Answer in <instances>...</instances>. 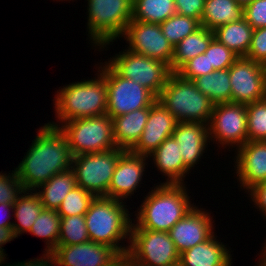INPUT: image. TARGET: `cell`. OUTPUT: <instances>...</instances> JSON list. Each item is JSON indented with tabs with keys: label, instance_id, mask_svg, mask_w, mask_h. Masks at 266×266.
Masks as SVG:
<instances>
[{
	"label": "cell",
	"instance_id": "obj_1",
	"mask_svg": "<svg viewBox=\"0 0 266 266\" xmlns=\"http://www.w3.org/2000/svg\"><path fill=\"white\" fill-rule=\"evenodd\" d=\"M23 160L15 168L24 190H36L55 174L72 168L73 155L59 127L39 128Z\"/></svg>",
	"mask_w": 266,
	"mask_h": 266
},
{
	"label": "cell",
	"instance_id": "obj_2",
	"mask_svg": "<svg viewBox=\"0 0 266 266\" xmlns=\"http://www.w3.org/2000/svg\"><path fill=\"white\" fill-rule=\"evenodd\" d=\"M190 197L185 184L160 183L141 201L134 223L141 229L168 232L195 207Z\"/></svg>",
	"mask_w": 266,
	"mask_h": 266
},
{
	"label": "cell",
	"instance_id": "obj_3",
	"mask_svg": "<svg viewBox=\"0 0 266 266\" xmlns=\"http://www.w3.org/2000/svg\"><path fill=\"white\" fill-rule=\"evenodd\" d=\"M124 203L118 199L98 196L84 215L90 241L108 245L120 255H127L129 245H122L120 241L127 238L130 244L132 226L131 215L126 208L128 206Z\"/></svg>",
	"mask_w": 266,
	"mask_h": 266
},
{
	"label": "cell",
	"instance_id": "obj_4",
	"mask_svg": "<svg viewBox=\"0 0 266 266\" xmlns=\"http://www.w3.org/2000/svg\"><path fill=\"white\" fill-rule=\"evenodd\" d=\"M97 79L66 84L57 90L54 108L58 123L104 115L107 112V86L98 72ZM60 120V122H59Z\"/></svg>",
	"mask_w": 266,
	"mask_h": 266
},
{
	"label": "cell",
	"instance_id": "obj_5",
	"mask_svg": "<svg viewBox=\"0 0 266 266\" xmlns=\"http://www.w3.org/2000/svg\"><path fill=\"white\" fill-rule=\"evenodd\" d=\"M157 100L176 118L178 122H198L207 124L213 112L214 103L195 83L172 72Z\"/></svg>",
	"mask_w": 266,
	"mask_h": 266
},
{
	"label": "cell",
	"instance_id": "obj_6",
	"mask_svg": "<svg viewBox=\"0 0 266 266\" xmlns=\"http://www.w3.org/2000/svg\"><path fill=\"white\" fill-rule=\"evenodd\" d=\"M87 31L91 43L102 50L120 39L132 20L133 0H87Z\"/></svg>",
	"mask_w": 266,
	"mask_h": 266
},
{
	"label": "cell",
	"instance_id": "obj_7",
	"mask_svg": "<svg viewBox=\"0 0 266 266\" xmlns=\"http://www.w3.org/2000/svg\"><path fill=\"white\" fill-rule=\"evenodd\" d=\"M48 124L59 127L65 134L73 156L117 147L113 137L112 118L108 114L70 120L61 126L54 121Z\"/></svg>",
	"mask_w": 266,
	"mask_h": 266
},
{
	"label": "cell",
	"instance_id": "obj_8",
	"mask_svg": "<svg viewBox=\"0 0 266 266\" xmlns=\"http://www.w3.org/2000/svg\"><path fill=\"white\" fill-rule=\"evenodd\" d=\"M128 259L136 266H179L180 254L168 232L132 223Z\"/></svg>",
	"mask_w": 266,
	"mask_h": 266
},
{
	"label": "cell",
	"instance_id": "obj_9",
	"mask_svg": "<svg viewBox=\"0 0 266 266\" xmlns=\"http://www.w3.org/2000/svg\"><path fill=\"white\" fill-rule=\"evenodd\" d=\"M98 68L107 86V112L111 118L150 108L157 97L144 86L120 76L107 62ZM104 64V65H103Z\"/></svg>",
	"mask_w": 266,
	"mask_h": 266
},
{
	"label": "cell",
	"instance_id": "obj_10",
	"mask_svg": "<svg viewBox=\"0 0 266 266\" xmlns=\"http://www.w3.org/2000/svg\"><path fill=\"white\" fill-rule=\"evenodd\" d=\"M125 150H111L73 156L72 170L76 185L96 197H107L108 188L120 155Z\"/></svg>",
	"mask_w": 266,
	"mask_h": 266
},
{
	"label": "cell",
	"instance_id": "obj_11",
	"mask_svg": "<svg viewBox=\"0 0 266 266\" xmlns=\"http://www.w3.org/2000/svg\"><path fill=\"white\" fill-rule=\"evenodd\" d=\"M120 76L130 79L148 90L156 97L172 73L170 67L162 61L125 49L107 62Z\"/></svg>",
	"mask_w": 266,
	"mask_h": 266
},
{
	"label": "cell",
	"instance_id": "obj_12",
	"mask_svg": "<svg viewBox=\"0 0 266 266\" xmlns=\"http://www.w3.org/2000/svg\"><path fill=\"white\" fill-rule=\"evenodd\" d=\"M209 140L222 147L236 149L248 141L246 105L235 103L214 104L208 123ZM214 138V139H213Z\"/></svg>",
	"mask_w": 266,
	"mask_h": 266
},
{
	"label": "cell",
	"instance_id": "obj_13",
	"mask_svg": "<svg viewBox=\"0 0 266 266\" xmlns=\"http://www.w3.org/2000/svg\"><path fill=\"white\" fill-rule=\"evenodd\" d=\"M231 103L248 105L266 98V66L239 57L229 68Z\"/></svg>",
	"mask_w": 266,
	"mask_h": 266
},
{
	"label": "cell",
	"instance_id": "obj_14",
	"mask_svg": "<svg viewBox=\"0 0 266 266\" xmlns=\"http://www.w3.org/2000/svg\"><path fill=\"white\" fill-rule=\"evenodd\" d=\"M121 37L128 41L131 52L162 61L171 70L174 47L163 35L160 24L131 20Z\"/></svg>",
	"mask_w": 266,
	"mask_h": 266
},
{
	"label": "cell",
	"instance_id": "obj_15",
	"mask_svg": "<svg viewBox=\"0 0 266 266\" xmlns=\"http://www.w3.org/2000/svg\"><path fill=\"white\" fill-rule=\"evenodd\" d=\"M51 253L56 266H110L121 256L114 248L94 241L57 246Z\"/></svg>",
	"mask_w": 266,
	"mask_h": 266
},
{
	"label": "cell",
	"instance_id": "obj_16",
	"mask_svg": "<svg viewBox=\"0 0 266 266\" xmlns=\"http://www.w3.org/2000/svg\"><path fill=\"white\" fill-rule=\"evenodd\" d=\"M203 210L195 206L168 231L179 254L214 234L211 214Z\"/></svg>",
	"mask_w": 266,
	"mask_h": 266
},
{
	"label": "cell",
	"instance_id": "obj_17",
	"mask_svg": "<svg viewBox=\"0 0 266 266\" xmlns=\"http://www.w3.org/2000/svg\"><path fill=\"white\" fill-rule=\"evenodd\" d=\"M148 156H142L125 150L119 157L112 176L107 197L124 201L138 189L145 172ZM137 188V189H136Z\"/></svg>",
	"mask_w": 266,
	"mask_h": 266
},
{
	"label": "cell",
	"instance_id": "obj_18",
	"mask_svg": "<svg viewBox=\"0 0 266 266\" xmlns=\"http://www.w3.org/2000/svg\"><path fill=\"white\" fill-rule=\"evenodd\" d=\"M178 121L158 101L149 108V117L142 135L130 150L134 154L149 156L168 137H171Z\"/></svg>",
	"mask_w": 266,
	"mask_h": 266
},
{
	"label": "cell",
	"instance_id": "obj_19",
	"mask_svg": "<svg viewBox=\"0 0 266 266\" xmlns=\"http://www.w3.org/2000/svg\"><path fill=\"white\" fill-rule=\"evenodd\" d=\"M235 173L242 186L248 191L253 186L266 182V140L247 141L236 150Z\"/></svg>",
	"mask_w": 266,
	"mask_h": 266
},
{
	"label": "cell",
	"instance_id": "obj_20",
	"mask_svg": "<svg viewBox=\"0 0 266 266\" xmlns=\"http://www.w3.org/2000/svg\"><path fill=\"white\" fill-rule=\"evenodd\" d=\"M179 144L184 164L189 168L197 165L208 146V125L198 122H178L172 134Z\"/></svg>",
	"mask_w": 266,
	"mask_h": 266
},
{
	"label": "cell",
	"instance_id": "obj_21",
	"mask_svg": "<svg viewBox=\"0 0 266 266\" xmlns=\"http://www.w3.org/2000/svg\"><path fill=\"white\" fill-rule=\"evenodd\" d=\"M149 157L153 158L158 171L168 177L163 183L184 184V177L190 169L184 164L179 144L173 136L166 138Z\"/></svg>",
	"mask_w": 266,
	"mask_h": 266
},
{
	"label": "cell",
	"instance_id": "obj_22",
	"mask_svg": "<svg viewBox=\"0 0 266 266\" xmlns=\"http://www.w3.org/2000/svg\"><path fill=\"white\" fill-rule=\"evenodd\" d=\"M214 235L182 252L179 266H231L233 262L229 249Z\"/></svg>",
	"mask_w": 266,
	"mask_h": 266
},
{
	"label": "cell",
	"instance_id": "obj_23",
	"mask_svg": "<svg viewBox=\"0 0 266 266\" xmlns=\"http://www.w3.org/2000/svg\"><path fill=\"white\" fill-rule=\"evenodd\" d=\"M148 117L149 108L113 117V137L117 148L131 150L140 139Z\"/></svg>",
	"mask_w": 266,
	"mask_h": 266
},
{
	"label": "cell",
	"instance_id": "obj_24",
	"mask_svg": "<svg viewBox=\"0 0 266 266\" xmlns=\"http://www.w3.org/2000/svg\"><path fill=\"white\" fill-rule=\"evenodd\" d=\"M243 18L244 6L236 0H205L200 24L213 31L219 26Z\"/></svg>",
	"mask_w": 266,
	"mask_h": 266
},
{
	"label": "cell",
	"instance_id": "obj_25",
	"mask_svg": "<svg viewBox=\"0 0 266 266\" xmlns=\"http://www.w3.org/2000/svg\"><path fill=\"white\" fill-rule=\"evenodd\" d=\"M214 38L239 57H245L249 51L253 28L243 18L217 27L213 30Z\"/></svg>",
	"mask_w": 266,
	"mask_h": 266
},
{
	"label": "cell",
	"instance_id": "obj_26",
	"mask_svg": "<svg viewBox=\"0 0 266 266\" xmlns=\"http://www.w3.org/2000/svg\"><path fill=\"white\" fill-rule=\"evenodd\" d=\"M76 179L72 169L52 176L36 189L44 208L57 210L66 195L75 187ZM41 188V191H40Z\"/></svg>",
	"mask_w": 266,
	"mask_h": 266
},
{
	"label": "cell",
	"instance_id": "obj_27",
	"mask_svg": "<svg viewBox=\"0 0 266 266\" xmlns=\"http://www.w3.org/2000/svg\"><path fill=\"white\" fill-rule=\"evenodd\" d=\"M213 38V31L201 26L194 33L182 39L174 46L171 72H176L188 60L203 54Z\"/></svg>",
	"mask_w": 266,
	"mask_h": 266
},
{
	"label": "cell",
	"instance_id": "obj_28",
	"mask_svg": "<svg viewBox=\"0 0 266 266\" xmlns=\"http://www.w3.org/2000/svg\"><path fill=\"white\" fill-rule=\"evenodd\" d=\"M30 192V193H29ZM24 190L13 204V214L18 223L13 222L12 229L17 238L24 232H29L40 212L44 208L35 190ZM24 194V195H23Z\"/></svg>",
	"mask_w": 266,
	"mask_h": 266
},
{
	"label": "cell",
	"instance_id": "obj_29",
	"mask_svg": "<svg viewBox=\"0 0 266 266\" xmlns=\"http://www.w3.org/2000/svg\"><path fill=\"white\" fill-rule=\"evenodd\" d=\"M197 89L214 104L231 103L229 69L214 70L193 80Z\"/></svg>",
	"mask_w": 266,
	"mask_h": 266
},
{
	"label": "cell",
	"instance_id": "obj_30",
	"mask_svg": "<svg viewBox=\"0 0 266 266\" xmlns=\"http://www.w3.org/2000/svg\"><path fill=\"white\" fill-rule=\"evenodd\" d=\"M176 13L174 0H133L132 20L161 24Z\"/></svg>",
	"mask_w": 266,
	"mask_h": 266
},
{
	"label": "cell",
	"instance_id": "obj_31",
	"mask_svg": "<svg viewBox=\"0 0 266 266\" xmlns=\"http://www.w3.org/2000/svg\"><path fill=\"white\" fill-rule=\"evenodd\" d=\"M61 217L57 210L43 208L28 233L46 241L47 253H51L58 244Z\"/></svg>",
	"mask_w": 266,
	"mask_h": 266
},
{
	"label": "cell",
	"instance_id": "obj_32",
	"mask_svg": "<svg viewBox=\"0 0 266 266\" xmlns=\"http://www.w3.org/2000/svg\"><path fill=\"white\" fill-rule=\"evenodd\" d=\"M90 241L84 215L61 217L57 246H71Z\"/></svg>",
	"mask_w": 266,
	"mask_h": 266
},
{
	"label": "cell",
	"instance_id": "obj_33",
	"mask_svg": "<svg viewBox=\"0 0 266 266\" xmlns=\"http://www.w3.org/2000/svg\"><path fill=\"white\" fill-rule=\"evenodd\" d=\"M160 25L163 35L173 45V47L176 46L182 39L194 33L201 27V24L197 19L177 13L172 15Z\"/></svg>",
	"mask_w": 266,
	"mask_h": 266
},
{
	"label": "cell",
	"instance_id": "obj_34",
	"mask_svg": "<svg viewBox=\"0 0 266 266\" xmlns=\"http://www.w3.org/2000/svg\"><path fill=\"white\" fill-rule=\"evenodd\" d=\"M96 196L89 191L75 186L64 198L57 213L60 217L85 215Z\"/></svg>",
	"mask_w": 266,
	"mask_h": 266
},
{
	"label": "cell",
	"instance_id": "obj_35",
	"mask_svg": "<svg viewBox=\"0 0 266 266\" xmlns=\"http://www.w3.org/2000/svg\"><path fill=\"white\" fill-rule=\"evenodd\" d=\"M248 141L266 140V98L246 105Z\"/></svg>",
	"mask_w": 266,
	"mask_h": 266
},
{
	"label": "cell",
	"instance_id": "obj_36",
	"mask_svg": "<svg viewBox=\"0 0 266 266\" xmlns=\"http://www.w3.org/2000/svg\"><path fill=\"white\" fill-rule=\"evenodd\" d=\"M204 53L208 55L209 69L215 70L228 69L239 58L215 38L212 39Z\"/></svg>",
	"mask_w": 266,
	"mask_h": 266
},
{
	"label": "cell",
	"instance_id": "obj_37",
	"mask_svg": "<svg viewBox=\"0 0 266 266\" xmlns=\"http://www.w3.org/2000/svg\"><path fill=\"white\" fill-rule=\"evenodd\" d=\"M0 172V204H14L18 196L24 191L22 182L18 179L16 170L12 173Z\"/></svg>",
	"mask_w": 266,
	"mask_h": 266
},
{
	"label": "cell",
	"instance_id": "obj_38",
	"mask_svg": "<svg viewBox=\"0 0 266 266\" xmlns=\"http://www.w3.org/2000/svg\"><path fill=\"white\" fill-rule=\"evenodd\" d=\"M215 69H209L208 55L199 54L184 63L175 73L180 77L193 81L195 78L209 74Z\"/></svg>",
	"mask_w": 266,
	"mask_h": 266
},
{
	"label": "cell",
	"instance_id": "obj_39",
	"mask_svg": "<svg viewBox=\"0 0 266 266\" xmlns=\"http://www.w3.org/2000/svg\"><path fill=\"white\" fill-rule=\"evenodd\" d=\"M245 58L266 66V27L253 29L251 45Z\"/></svg>",
	"mask_w": 266,
	"mask_h": 266
},
{
	"label": "cell",
	"instance_id": "obj_40",
	"mask_svg": "<svg viewBox=\"0 0 266 266\" xmlns=\"http://www.w3.org/2000/svg\"><path fill=\"white\" fill-rule=\"evenodd\" d=\"M244 19L253 29L266 27V0H253L244 5Z\"/></svg>",
	"mask_w": 266,
	"mask_h": 266
},
{
	"label": "cell",
	"instance_id": "obj_41",
	"mask_svg": "<svg viewBox=\"0 0 266 266\" xmlns=\"http://www.w3.org/2000/svg\"><path fill=\"white\" fill-rule=\"evenodd\" d=\"M177 14L197 19L201 22L205 0H174Z\"/></svg>",
	"mask_w": 266,
	"mask_h": 266
},
{
	"label": "cell",
	"instance_id": "obj_42",
	"mask_svg": "<svg viewBox=\"0 0 266 266\" xmlns=\"http://www.w3.org/2000/svg\"><path fill=\"white\" fill-rule=\"evenodd\" d=\"M250 195L249 197L254 202V207L262 212L264 218H266V182L259 183L246 191Z\"/></svg>",
	"mask_w": 266,
	"mask_h": 266
},
{
	"label": "cell",
	"instance_id": "obj_43",
	"mask_svg": "<svg viewBox=\"0 0 266 266\" xmlns=\"http://www.w3.org/2000/svg\"><path fill=\"white\" fill-rule=\"evenodd\" d=\"M44 253H43V257L41 256V258H38V259L35 258L33 260H28V261L26 260L23 262H18L16 264L8 263L5 266H56L52 253H47L45 251Z\"/></svg>",
	"mask_w": 266,
	"mask_h": 266
},
{
	"label": "cell",
	"instance_id": "obj_44",
	"mask_svg": "<svg viewBox=\"0 0 266 266\" xmlns=\"http://www.w3.org/2000/svg\"><path fill=\"white\" fill-rule=\"evenodd\" d=\"M12 209H13V204H5V203L0 204V216H1V213H3V214L6 213L5 214L6 217L4 215V219H3V217H0V228L1 227H4V228H12L13 222H11L10 220H8L10 218L12 219V217H11V215H13V214H11V212H13Z\"/></svg>",
	"mask_w": 266,
	"mask_h": 266
},
{
	"label": "cell",
	"instance_id": "obj_45",
	"mask_svg": "<svg viewBox=\"0 0 266 266\" xmlns=\"http://www.w3.org/2000/svg\"><path fill=\"white\" fill-rule=\"evenodd\" d=\"M16 237L13 233L12 228H0V248L2 249L3 245L7 242L14 240Z\"/></svg>",
	"mask_w": 266,
	"mask_h": 266
},
{
	"label": "cell",
	"instance_id": "obj_46",
	"mask_svg": "<svg viewBox=\"0 0 266 266\" xmlns=\"http://www.w3.org/2000/svg\"><path fill=\"white\" fill-rule=\"evenodd\" d=\"M128 260L127 255H121L113 264L110 266H122Z\"/></svg>",
	"mask_w": 266,
	"mask_h": 266
},
{
	"label": "cell",
	"instance_id": "obj_47",
	"mask_svg": "<svg viewBox=\"0 0 266 266\" xmlns=\"http://www.w3.org/2000/svg\"><path fill=\"white\" fill-rule=\"evenodd\" d=\"M260 255L263 256L259 260L260 262L257 264V266H266V254L262 251Z\"/></svg>",
	"mask_w": 266,
	"mask_h": 266
},
{
	"label": "cell",
	"instance_id": "obj_48",
	"mask_svg": "<svg viewBox=\"0 0 266 266\" xmlns=\"http://www.w3.org/2000/svg\"><path fill=\"white\" fill-rule=\"evenodd\" d=\"M4 250L5 249H1L0 248V265L2 266V264L5 262V259H6V257L5 256H7L6 254H5V252H4Z\"/></svg>",
	"mask_w": 266,
	"mask_h": 266
},
{
	"label": "cell",
	"instance_id": "obj_49",
	"mask_svg": "<svg viewBox=\"0 0 266 266\" xmlns=\"http://www.w3.org/2000/svg\"><path fill=\"white\" fill-rule=\"evenodd\" d=\"M239 4H242L243 6L246 5L247 3L253 1V0H236Z\"/></svg>",
	"mask_w": 266,
	"mask_h": 266
},
{
	"label": "cell",
	"instance_id": "obj_50",
	"mask_svg": "<svg viewBox=\"0 0 266 266\" xmlns=\"http://www.w3.org/2000/svg\"><path fill=\"white\" fill-rule=\"evenodd\" d=\"M122 266H136L129 259Z\"/></svg>",
	"mask_w": 266,
	"mask_h": 266
},
{
	"label": "cell",
	"instance_id": "obj_51",
	"mask_svg": "<svg viewBox=\"0 0 266 266\" xmlns=\"http://www.w3.org/2000/svg\"><path fill=\"white\" fill-rule=\"evenodd\" d=\"M265 246H263L264 249L262 251L266 254V242L264 243Z\"/></svg>",
	"mask_w": 266,
	"mask_h": 266
}]
</instances>
